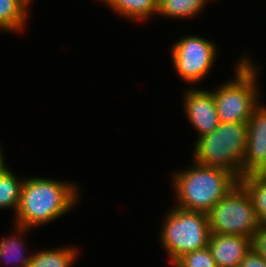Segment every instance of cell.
Returning <instances> with one entry per match:
<instances>
[{"mask_svg": "<svg viewBox=\"0 0 266 267\" xmlns=\"http://www.w3.org/2000/svg\"><path fill=\"white\" fill-rule=\"evenodd\" d=\"M80 188L70 180L25 177L14 224L32 230L62 219L80 202Z\"/></svg>", "mask_w": 266, "mask_h": 267, "instance_id": "cell-1", "label": "cell"}, {"mask_svg": "<svg viewBox=\"0 0 266 267\" xmlns=\"http://www.w3.org/2000/svg\"><path fill=\"white\" fill-rule=\"evenodd\" d=\"M170 176L175 206L206 214L239 183L232 174L194 160Z\"/></svg>", "mask_w": 266, "mask_h": 267, "instance_id": "cell-2", "label": "cell"}, {"mask_svg": "<svg viewBox=\"0 0 266 267\" xmlns=\"http://www.w3.org/2000/svg\"><path fill=\"white\" fill-rule=\"evenodd\" d=\"M234 64L235 77L215 85L212 93L220 122L247 123L263 96L257 82L260 66L246 51Z\"/></svg>", "mask_w": 266, "mask_h": 267, "instance_id": "cell-3", "label": "cell"}, {"mask_svg": "<svg viewBox=\"0 0 266 267\" xmlns=\"http://www.w3.org/2000/svg\"><path fill=\"white\" fill-rule=\"evenodd\" d=\"M247 135V123L220 122L213 132L196 138L192 160L224 170L240 181Z\"/></svg>", "mask_w": 266, "mask_h": 267, "instance_id": "cell-4", "label": "cell"}, {"mask_svg": "<svg viewBox=\"0 0 266 267\" xmlns=\"http://www.w3.org/2000/svg\"><path fill=\"white\" fill-rule=\"evenodd\" d=\"M165 214L157 239L167 253L169 265L187 253L208 246L210 227L206 213L173 205Z\"/></svg>", "mask_w": 266, "mask_h": 267, "instance_id": "cell-5", "label": "cell"}, {"mask_svg": "<svg viewBox=\"0 0 266 267\" xmlns=\"http://www.w3.org/2000/svg\"><path fill=\"white\" fill-rule=\"evenodd\" d=\"M210 233L253 238L261 228L251 197L238 183L207 213Z\"/></svg>", "mask_w": 266, "mask_h": 267, "instance_id": "cell-6", "label": "cell"}, {"mask_svg": "<svg viewBox=\"0 0 266 267\" xmlns=\"http://www.w3.org/2000/svg\"><path fill=\"white\" fill-rule=\"evenodd\" d=\"M171 44L170 57L174 70L180 79L188 84L186 87L199 86L211 74L218 57L219 48L211 41L198 35H186ZM218 50V51H217ZM199 83V84H198ZM193 85V86H192Z\"/></svg>", "mask_w": 266, "mask_h": 267, "instance_id": "cell-7", "label": "cell"}, {"mask_svg": "<svg viewBox=\"0 0 266 267\" xmlns=\"http://www.w3.org/2000/svg\"><path fill=\"white\" fill-rule=\"evenodd\" d=\"M199 87L185 88L181 102L183 113L198 134L196 137L210 134L220 123L212 88L206 90L201 85Z\"/></svg>", "mask_w": 266, "mask_h": 267, "instance_id": "cell-8", "label": "cell"}, {"mask_svg": "<svg viewBox=\"0 0 266 267\" xmlns=\"http://www.w3.org/2000/svg\"><path fill=\"white\" fill-rule=\"evenodd\" d=\"M247 126L242 175L255 173L266 161V105L263 102L254 109Z\"/></svg>", "mask_w": 266, "mask_h": 267, "instance_id": "cell-9", "label": "cell"}, {"mask_svg": "<svg viewBox=\"0 0 266 267\" xmlns=\"http://www.w3.org/2000/svg\"><path fill=\"white\" fill-rule=\"evenodd\" d=\"M208 247L217 267H239L252 249V239L239 235L210 233Z\"/></svg>", "mask_w": 266, "mask_h": 267, "instance_id": "cell-10", "label": "cell"}, {"mask_svg": "<svg viewBox=\"0 0 266 267\" xmlns=\"http://www.w3.org/2000/svg\"><path fill=\"white\" fill-rule=\"evenodd\" d=\"M13 226L15 229L12 234L0 238V263L11 267H28L34 251L29 253L23 236L32 230L15 224Z\"/></svg>", "mask_w": 266, "mask_h": 267, "instance_id": "cell-11", "label": "cell"}, {"mask_svg": "<svg viewBox=\"0 0 266 267\" xmlns=\"http://www.w3.org/2000/svg\"><path fill=\"white\" fill-rule=\"evenodd\" d=\"M104 6L112 10L113 14L130 22L146 24L151 17L156 16L158 0H99Z\"/></svg>", "mask_w": 266, "mask_h": 267, "instance_id": "cell-12", "label": "cell"}, {"mask_svg": "<svg viewBox=\"0 0 266 267\" xmlns=\"http://www.w3.org/2000/svg\"><path fill=\"white\" fill-rule=\"evenodd\" d=\"M30 0H0V31L23 34L29 23Z\"/></svg>", "mask_w": 266, "mask_h": 267, "instance_id": "cell-13", "label": "cell"}, {"mask_svg": "<svg viewBox=\"0 0 266 267\" xmlns=\"http://www.w3.org/2000/svg\"><path fill=\"white\" fill-rule=\"evenodd\" d=\"M44 249L34 250L28 267H73L81 256L80 249L74 246Z\"/></svg>", "mask_w": 266, "mask_h": 267, "instance_id": "cell-14", "label": "cell"}, {"mask_svg": "<svg viewBox=\"0 0 266 267\" xmlns=\"http://www.w3.org/2000/svg\"><path fill=\"white\" fill-rule=\"evenodd\" d=\"M210 0H158L157 14L171 20L193 19L202 15Z\"/></svg>", "mask_w": 266, "mask_h": 267, "instance_id": "cell-15", "label": "cell"}, {"mask_svg": "<svg viewBox=\"0 0 266 267\" xmlns=\"http://www.w3.org/2000/svg\"><path fill=\"white\" fill-rule=\"evenodd\" d=\"M25 177H19L6 165L0 171V210L14 212L15 215Z\"/></svg>", "mask_w": 266, "mask_h": 267, "instance_id": "cell-16", "label": "cell"}, {"mask_svg": "<svg viewBox=\"0 0 266 267\" xmlns=\"http://www.w3.org/2000/svg\"><path fill=\"white\" fill-rule=\"evenodd\" d=\"M239 183L251 197L260 224L266 226V179L251 173L243 175Z\"/></svg>", "mask_w": 266, "mask_h": 267, "instance_id": "cell-17", "label": "cell"}, {"mask_svg": "<svg viewBox=\"0 0 266 267\" xmlns=\"http://www.w3.org/2000/svg\"><path fill=\"white\" fill-rule=\"evenodd\" d=\"M172 267H217V265L207 246L183 255Z\"/></svg>", "mask_w": 266, "mask_h": 267, "instance_id": "cell-18", "label": "cell"}, {"mask_svg": "<svg viewBox=\"0 0 266 267\" xmlns=\"http://www.w3.org/2000/svg\"><path fill=\"white\" fill-rule=\"evenodd\" d=\"M252 249L266 260V226H261L254 234L252 238Z\"/></svg>", "mask_w": 266, "mask_h": 267, "instance_id": "cell-19", "label": "cell"}, {"mask_svg": "<svg viewBox=\"0 0 266 267\" xmlns=\"http://www.w3.org/2000/svg\"><path fill=\"white\" fill-rule=\"evenodd\" d=\"M239 267H266V260L255 250L251 249L241 261Z\"/></svg>", "mask_w": 266, "mask_h": 267, "instance_id": "cell-20", "label": "cell"}, {"mask_svg": "<svg viewBox=\"0 0 266 267\" xmlns=\"http://www.w3.org/2000/svg\"><path fill=\"white\" fill-rule=\"evenodd\" d=\"M254 174L260 178L266 179V161Z\"/></svg>", "mask_w": 266, "mask_h": 267, "instance_id": "cell-21", "label": "cell"}, {"mask_svg": "<svg viewBox=\"0 0 266 267\" xmlns=\"http://www.w3.org/2000/svg\"><path fill=\"white\" fill-rule=\"evenodd\" d=\"M4 153V150H3V147L2 145L0 144V171L7 165L6 163V158H4L5 156V153Z\"/></svg>", "mask_w": 266, "mask_h": 267, "instance_id": "cell-22", "label": "cell"}]
</instances>
